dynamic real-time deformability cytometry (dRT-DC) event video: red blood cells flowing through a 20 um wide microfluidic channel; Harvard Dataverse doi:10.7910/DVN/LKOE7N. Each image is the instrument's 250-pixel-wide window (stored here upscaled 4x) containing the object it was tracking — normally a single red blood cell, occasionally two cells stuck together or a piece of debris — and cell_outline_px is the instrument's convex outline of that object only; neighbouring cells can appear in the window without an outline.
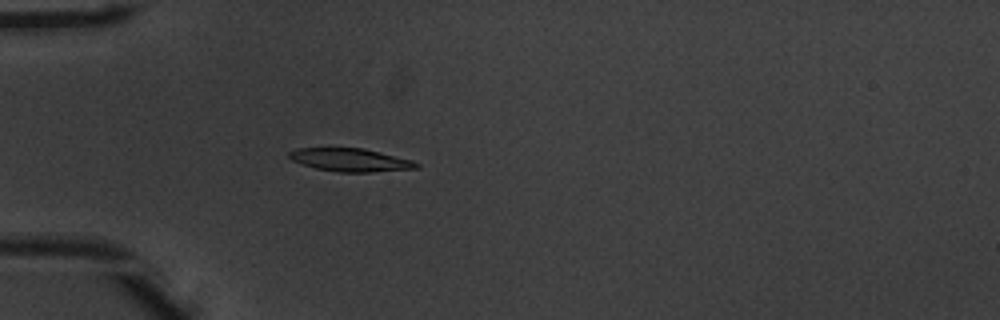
{"species": "common noctule bat (a hibernating species)", "species_latin": "Nyctalus noctula", "temperature_condition": "warm", "stored_images_in_passage": 37, "camera_frame_rate_fps": 3000, "um_per_image_px": 0.085, "animal": {"sex": "male", "body_mass_g": 20.1, "forearm_length_mm": 53.5}, "frame": {"image": 1, "passage_image": 1, "time_ms": 0.0, "image_size_px": [1000, 320], "cell_outline_px": [[420, 168], [368, 172], [340, 172], [316, 168], [292, 160], [288, 156], [288, 152], [296, 148], [364, 148], [412, 160], [420, 164]], "centroid_in_image_um": [29.8, 13.59], "position_along_channel_um": 55.2, "area_um2": 16.99}}
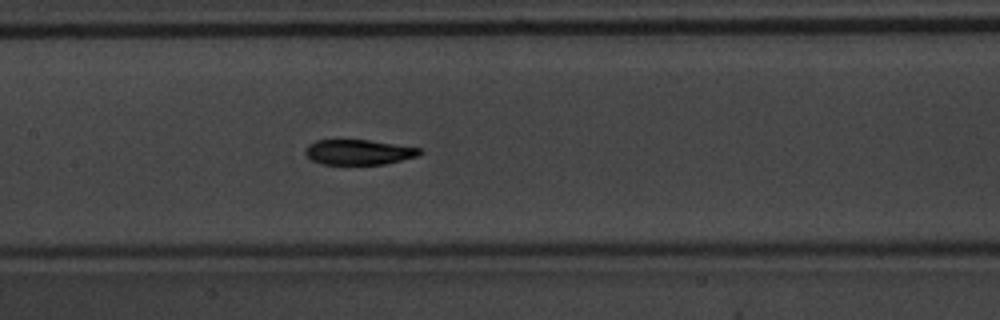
{"frame": {"image": 2, "passage_image": 11, "time_ms": 3.333, "image_size_px": [1000, 320], "cell_outline_px": [[424, 152], [416, 156], [384, 164], [324, 164], [312, 160], [304, 152], [308, 144], [316, 140], [368, 140], [420, 148]], "centroid_in_image_um": [30.47, 12.93], "position_along_channel_um": 176.9, "area_um2": 16.53}}
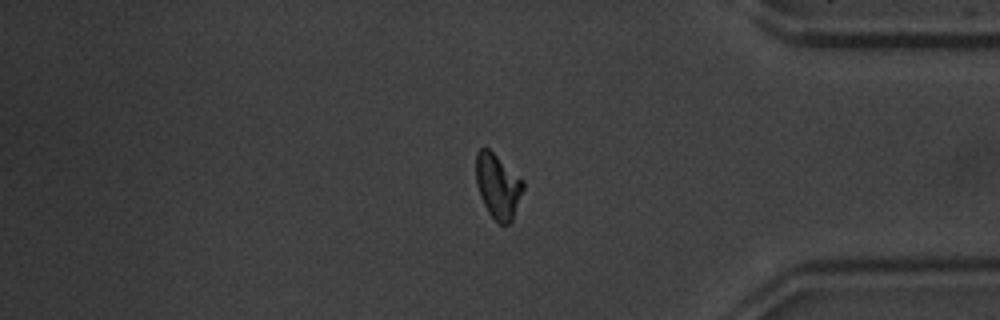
{"frame": {"image": 3, "passage_image": 29, "time_ms": 9.333, "image_size_px": [1000, 320], "cell_outline_px": [[524, 188], [512, 220], [508, 224], [500, 224], [488, 212], [480, 196], [476, 184], [476, 152], [480, 148], [488, 148], [524, 180]], "centroid_in_image_um": [42.32, 15.81], "position_along_channel_um": 392.9, "area_um2": 17.69}, "authors_computed_cell_mechanics": {"area_um2": 17.6868, "velocity_mm_per_s": 3.9272, "shape_relaxation_time_tau1_ms": 2.2774, "shape_relaxation_time_tau2_ms": 1.9551, "deformation_change_tau1": 0.1618, "deformation_change_tau2": 0.0817}}